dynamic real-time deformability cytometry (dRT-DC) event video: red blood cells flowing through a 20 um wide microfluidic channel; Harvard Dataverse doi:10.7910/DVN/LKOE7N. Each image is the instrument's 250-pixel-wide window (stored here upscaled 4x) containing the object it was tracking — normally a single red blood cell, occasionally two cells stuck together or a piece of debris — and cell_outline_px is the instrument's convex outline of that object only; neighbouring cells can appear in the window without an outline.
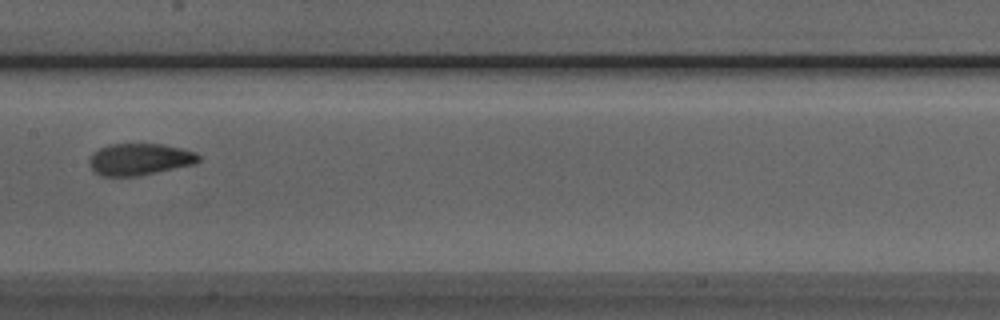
{"species": "Egyptian fruit bat (a non-hibernating species)", "species_latin": "Rousettus aegyptiacus", "temperature_condition": "room temperature", "stored_images_in_passage": 7, "camera_frame_rate_fps": 3000, "um_per_image_px": 0.085, "animal": {"sex": "male"}, "frame": {"image": 1, "passage_image": 7, "time_ms": 2.0, "image_size_px": [1000, 320], "cell_outline_px": [[200, 160], [196, 164], [140, 176], [100, 176], [88, 164], [88, 156], [92, 152], [108, 144], [160, 144], [180, 148], [196, 152], [200, 156]], "centroid_in_image_um": [11.85, 13.54], "position_along_channel_um": 195.5, "area_um2": 20.52}}